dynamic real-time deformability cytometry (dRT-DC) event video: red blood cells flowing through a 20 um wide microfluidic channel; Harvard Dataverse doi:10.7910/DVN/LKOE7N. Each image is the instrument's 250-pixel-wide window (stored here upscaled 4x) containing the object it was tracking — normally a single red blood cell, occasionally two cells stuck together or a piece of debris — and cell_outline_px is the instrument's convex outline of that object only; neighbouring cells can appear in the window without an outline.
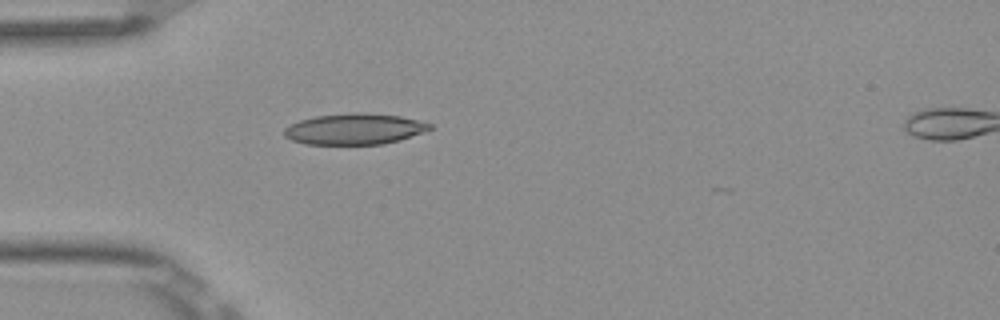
{"species": "Egyptian fruit bat (a non-hibernating species)", "species_latin": "Rousettus aegyptiacus", "temperature_condition": "room temperature", "stored_images_in_passage": 5, "camera_frame_rate_fps": 3000, "um_per_image_px": 0.085, "frame": {"image": 1, "passage_image": 4, "time_ms": 1.0, "image_size_px": [1000, 320], "cell_outline_px": [[432, 128], [424, 132], [400, 140], [384, 144], [304, 144], [292, 140], [284, 136], [284, 128], [300, 120], [316, 116], [352, 112], [360, 112], [400, 116], [432, 124]], "centroid_in_image_um": [30.13, 10.97], "position_along_channel_um": 54.9, "area_um2": 26.24}}